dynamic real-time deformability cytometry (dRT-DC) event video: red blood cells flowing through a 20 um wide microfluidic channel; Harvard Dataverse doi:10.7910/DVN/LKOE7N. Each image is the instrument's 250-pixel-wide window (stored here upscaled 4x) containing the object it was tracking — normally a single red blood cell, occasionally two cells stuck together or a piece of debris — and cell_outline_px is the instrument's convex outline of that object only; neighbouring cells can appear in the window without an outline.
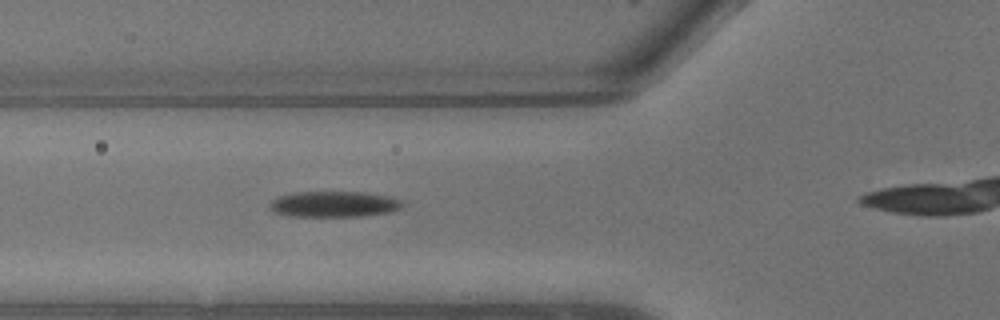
{"species": "common noctule bat (a hibernating species)", "species_latin": "Nyctalus noctula", "temperature_condition": "warm", "stored_images_in_passage": 5, "camera_frame_rate_fps": 3000, "um_per_image_px": 0.085, "animal": {"sex": "male", "body_mass_g": 13.3}, "frame": {"image": 1, "passage_image": 5, "time_ms": 1.333, "image_size_px": [1000, 320], "cell_outline_px": [[404, 204], [400, 208], [392, 212], [364, 216], [288, 216], [276, 212], [268, 204], [272, 200], [280, 196], [296, 192], [368, 192], [388, 196], [404, 200]], "centroid_in_image_um": [28.46, 17.35], "position_along_channel_um": 97.3, "area_um2": 20.06}}